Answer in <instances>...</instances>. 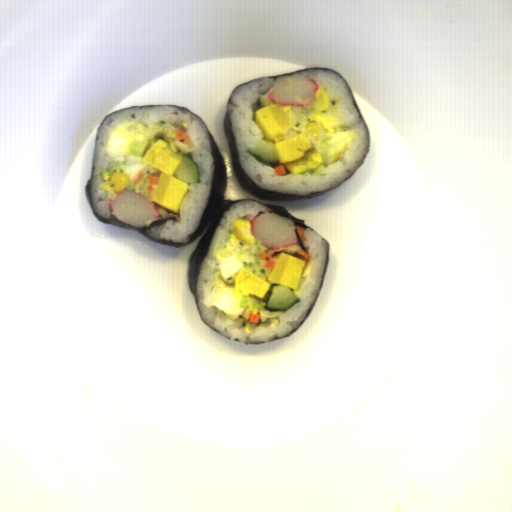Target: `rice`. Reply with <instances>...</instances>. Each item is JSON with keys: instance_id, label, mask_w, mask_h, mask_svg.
I'll use <instances>...</instances> for the list:
<instances>
[{"instance_id": "rice-4", "label": "rice", "mask_w": 512, "mask_h": 512, "mask_svg": "<svg viewBox=\"0 0 512 512\" xmlns=\"http://www.w3.org/2000/svg\"><path fill=\"white\" fill-rule=\"evenodd\" d=\"M299 249H301V247L297 243V245H293V246H290L287 248H282V249H269L266 247V250L264 253L270 254L271 256H273V258L275 260L281 253H287V254L294 256L295 252H297Z\"/></svg>"}, {"instance_id": "rice-3", "label": "rice", "mask_w": 512, "mask_h": 512, "mask_svg": "<svg viewBox=\"0 0 512 512\" xmlns=\"http://www.w3.org/2000/svg\"><path fill=\"white\" fill-rule=\"evenodd\" d=\"M261 212H274L260 202L242 200L223 212L220 222L211 239L208 252L202 261L197 277L196 294L198 309L202 320L212 329L231 341L243 344H261L275 339L287 337L307 318L323 284L330 243L312 228L304 229L303 236L309 254V262L305 267L299 291H294L300 302L277 316L279 322L275 326H265L260 320L250 322L252 333H246V320L242 317L233 319L212 306L210 301V285L216 272L214 259L218 245L228 238L235 219H247L250 222Z\"/></svg>"}, {"instance_id": "rice-2", "label": "rice", "mask_w": 512, "mask_h": 512, "mask_svg": "<svg viewBox=\"0 0 512 512\" xmlns=\"http://www.w3.org/2000/svg\"><path fill=\"white\" fill-rule=\"evenodd\" d=\"M124 122H138L148 129L152 126L164 127L175 134L181 130L189 137L192 147L175 139L176 148L182 154L191 155L197 163L200 183L189 185V191L179 206V216H174L177 220L166 221L146 231L156 240L187 243L201 221L214 181V155L206 126L199 116L187 108L169 104L129 107L105 117L96 130L93 142L89 188L92 208L105 220L113 214L109 200L115 199L101 188L102 173L109 169L111 163L106 144L113 130Z\"/></svg>"}, {"instance_id": "rice-1", "label": "rice", "mask_w": 512, "mask_h": 512, "mask_svg": "<svg viewBox=\"0 0 512 512\" xmlns=\"http://www.w3.org/2000/svg\"><path fill=\"white\" fill-rule=\"evenodd\" d=\"M294 76H304L318 84L328 96V110L317 112L314 101L310 106H284L291 128L304 133L309 143L320 144L305 132L306 126L320 113L332 114L346 129L356 131L355 138L347 152L340 159L321 165L313 173L277 175L274 165L255 159L251 151L263 140L264 134L255 120V112L261 103L259 96L270 93L275 84L273 78L261 76L241 84L230 94L229 116L235 137L240 164L249 178L260 188L275 190L283 194L310 195L329 191L340 186L363 163L370 151L369 128L354 105V96L345 79L336 72L326 69L303 71Z\"/></svg>"}]
</instances>
